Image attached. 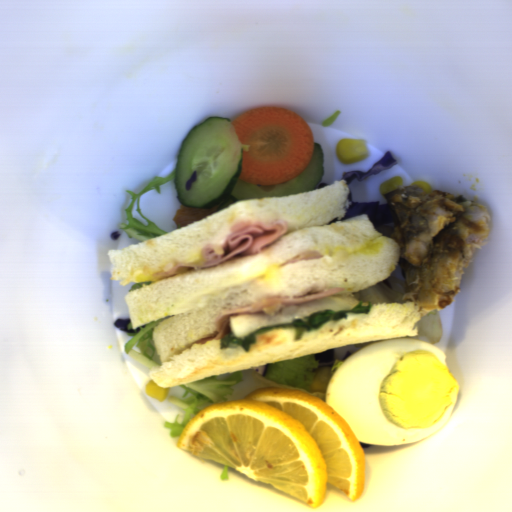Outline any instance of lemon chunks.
Instances as JSON below:
<instances>
[{"label": "lemon chunks", "instance_id": "lemon-chunks-1", "mask_svg": "<svg viewBox=\"0 0 512 512\" xmlns=\"http://www.w3.org/2000/svg\"><path fill=\"white\" fill-rule=\"evenodd\" d=\"M272 485L313 509L328 483L352 502L366 482L365 451L338 411L312 394L264 386L243 399L204 407L183 429L177 445Z\"/></svg>", "mask_w": 512, "mask_h": 512}]
</instances>
